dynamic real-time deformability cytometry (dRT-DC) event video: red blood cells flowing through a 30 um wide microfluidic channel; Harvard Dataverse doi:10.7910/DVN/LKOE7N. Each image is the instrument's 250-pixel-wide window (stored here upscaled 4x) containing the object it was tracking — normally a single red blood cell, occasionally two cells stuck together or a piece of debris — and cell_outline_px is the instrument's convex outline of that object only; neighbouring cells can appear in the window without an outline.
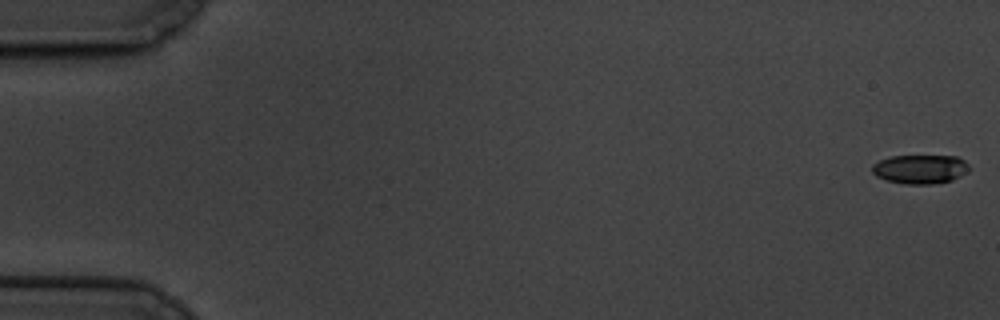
{"species": "common noctule bat (a hibernating species)", "species_latin": "Nyctalus noctula", "temperature_condition": "cold", "stored_images_in_passage": 61, "camera_frame_rate_fps": 3000, "um_per_image_px": 0.085, "animal": {"sex": "male", "body_mass_g": 19.5, "forearm_length_mm": 54.6}, "frame": {"image": 1, "passage_image": 1, "time_ms": 0.0, "image_size_px": [1000, 320], "cell_outline_px": [[972, 168], [968, 172], [952, 180], [932, 184], [904, 184], [884, 180], [876, 176], [872, 172], [872, 164], [880, 160], [892, 156], [956, 156], [964, 160]], "centroid_in_image_um": [78.22, 14.38], "position_along_channel_um": 6.8, "area_um2": 16.59}}
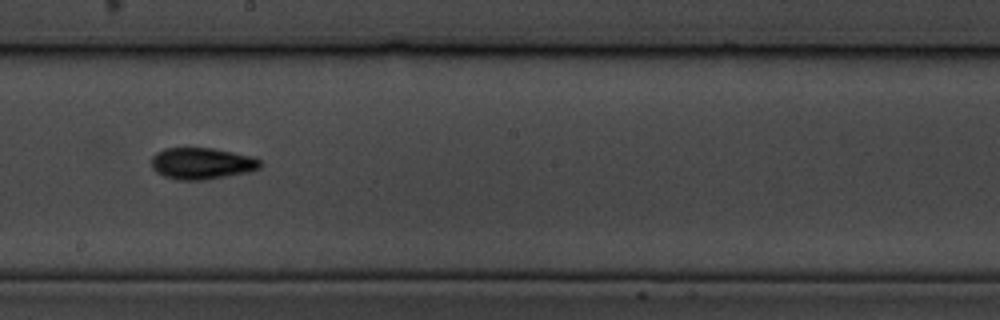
{"frame": {"image": 2, "passage_image": 35, "time_ms": 11.333, "image_size_px": [1000, 320], "cell_outline_px": [[260, 168], [248, 172], [208, 180], [176, 180], [164, 176], [156, 172], [152, 168], [152, 156], [156, 152], [164, 148], [212, 148], [252, 156], [260, 160]], "centroid_in_image_um": [17.13, 13.9], "position_along_channel_um": 231.1, "area_um2": 20.11}}
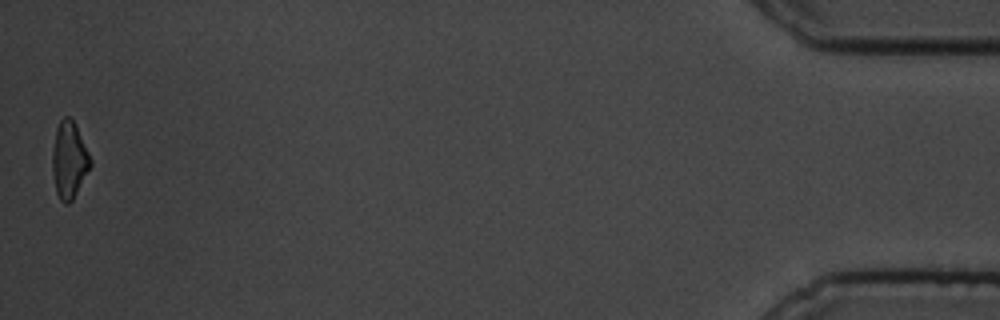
{"frame": {"image": 3, "passage_image": 61, "time_ms": 20.0, "image_size_px": [1000, 320], "cell_outline_px": [[92, 164], [72, 200], [68, 204], [64, 204], [60, 200], [56, 192], [52, 172], [52, 152], [56, 128], [60, 120], [64, 116], [68, 116], [72, 120], [92, 160]], "centroid_in_image_um": [5.85, 13.63], "position_along_channel_um": 429.3, "area_um2": 16.76}, "authors_computed_cell_mechanics": {"area_um2": 18.207, "velocity_mm_per_s": 3.3206, "shape_relaxation_time_tau1_ms": 3.0815, "shape_relaxation_time_tau2_ms": 5.2187, "deformation_change_tau1": 0.1271, "deformation_change_tau2": 0.1174}}